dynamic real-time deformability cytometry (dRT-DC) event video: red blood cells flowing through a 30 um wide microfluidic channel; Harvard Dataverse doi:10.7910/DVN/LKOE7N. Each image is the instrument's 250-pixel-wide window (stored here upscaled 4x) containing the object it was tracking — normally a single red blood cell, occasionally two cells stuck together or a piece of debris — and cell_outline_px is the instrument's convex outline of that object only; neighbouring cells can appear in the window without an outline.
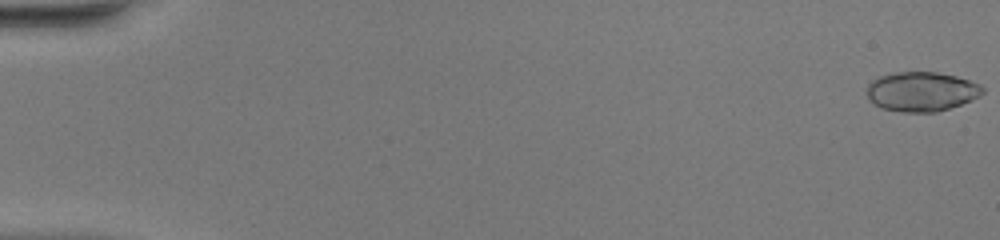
{"species": "common noctule bat (a hibernating species)", "species_latin": "Nyctalus noctula", "temperature_condition": "warm", "stored_images_in_passage": 51, "camera_frame_rate_fps": 3000, "um_per_image_px": 0.085, "animal": {"sex": "female", "body_mass_g": 20.0, "forearm_length_mm": 54.0}, "frame": {"image": 1, "passage_image": 1, "time_ms": 0.0, "image_size_px": [1000, 240], "cell_outline_px": [[984, 92], [980, 96], [972, 100], [936, 112], [900, 112], [880, 108], [868, 96], [868, 84], [872, 80], [880, 76], [896, 72], [936, 72], [956, 76], [980, 84], [984, 88]], "centroid_in_image_um": [78.35, 7.78], "position_along_channel_um": 6.7, "area_um2": 26.53}}
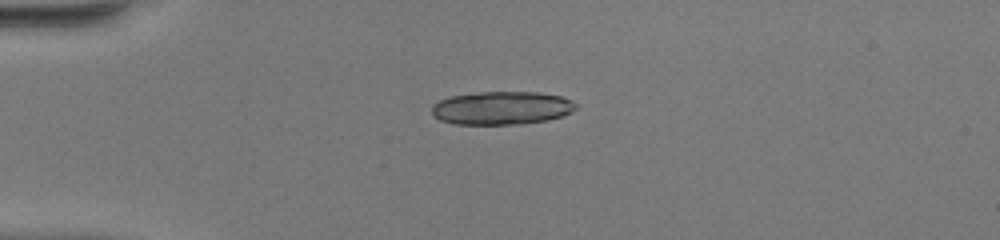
{"frame": {"image": 2, "passage_image": 14, "time_ms": 4.333, "image_size_px": [1000, 240], "cell_outline_px": [[576, 108], [560, 116], [548, 120], [520, 124], [452, 124], [440, 120], [432, 116], [432, 104], [440, 100], [452, 96], [480, 92], [536, 92], [560, 96], [576, 104]], "centroid_in_image_um": [42.58, 9.18], "position_along_channel_um": 42.4, "area_um2": 27.69}}